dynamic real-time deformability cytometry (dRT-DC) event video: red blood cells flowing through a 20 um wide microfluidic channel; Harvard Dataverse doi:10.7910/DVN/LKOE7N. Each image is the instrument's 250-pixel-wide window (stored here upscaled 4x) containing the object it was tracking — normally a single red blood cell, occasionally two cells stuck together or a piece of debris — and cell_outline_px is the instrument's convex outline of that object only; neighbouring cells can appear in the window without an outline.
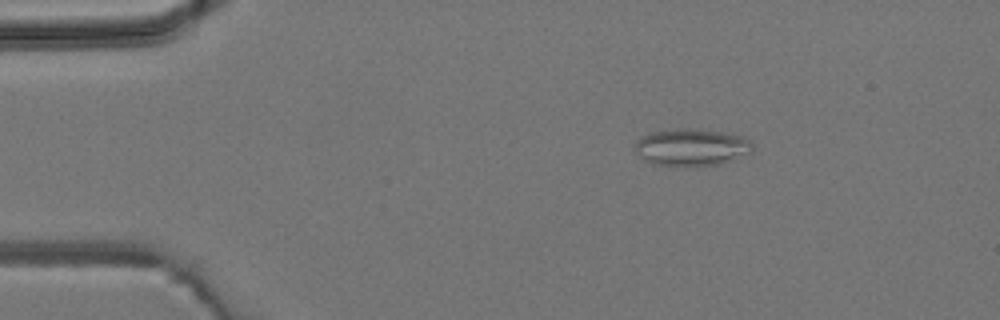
{"species": "common noctule bat (a hibernating species)", "species_latin": "Nyctalus noctula", "temperature_condition": "room temperature", "stored_images_in_passage": 5, "camera_frame_rate_fps": 3000, "um_per_image_px": 0.085, "animal": {"sex": "male", "body_mass_g": 19.2, "forearm_length_mm": 51.8}, "frame": {"image": 1, "passage_image": 2, "time_ms": 1.333, "image_size_px": [1000, 320], "cell_outline_px": [[752, 152], [720, 164], [652, 164], [644, 160], [636, 152], [636, 140], [640, 136], [652, 132], [676, 128], [692, 128], [720, 132], [740, 136], [748, 140], [752, 144]], "centroid_in_image_um": [58.74, 12.48], "position_along_channel_um": 26.3, "area_um2": 24.8}}